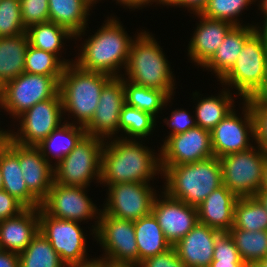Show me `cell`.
<instances>
[{
	"instance_id": "cell-1",
	"label": "cell",
	"mask_w": 267,
	"mask_h": 267,
	"mask_svg": "<svg viewBox=\"0 0 267 267\" xmlns=\"http://www.w3.org/2000/svg\"><path fill=\"white\" fill-rule=\"evenodd\" d=\"M108 140H105L102 151L100 185L106 187L126 182L150 183L155 176L160 174L162 177L160 150L158 153L153 152L150 147L143 146L142 140L116 137Z\"/></svg>"
},
{
	"instance_id": "cell-2",
	"label": "cell",
	"mask_w": 267,
	"mask_h": 267,
	"mask_svg": "<svg viewBox=\"0 0 267 267\" xmlns=\"http://www.w3.org/2000/svg\"><path fill=\"white\" fill-rule=\"evenodd\" d=\"M107 18L105 24L81 44L74 63L85 71L121 77L120 70L126 67L134 38L128 35L117 17Z\"/></svg>"
},
{
	"instance_id": "cell-3",
	"label": "cell",
	"mask_w": 267,
	"mask_h": 267,
	"mask_svg": "<svg viewBox=\"0 0 267 267\" xmlns=\"http://www.w3.org/2000/svg\"><path fill=\"white\" fill-rule=\"evenodd\" d=\"M137 33L121 77L139 86L161 90L172 97L176 89L175 76L163 49L154 34L145 30Z\"/></svg>"
},
{
	"instance_id": "cell-4",
	"label": "cell",
	"mask_w": 267,
	"mask_h": 267,
	"mask_svg": "<svg viewBox=\"0 0 267 267\" xmlns=\"http://www.w3.org/2000/svg\"><path fill=\"white\" fill-rule=\"evenodd\" d=\"M163 191L170 197L197 207L214 190L222 186L219 158L213 156L189 164L160 167Z\"/></svg>"
},
{
	"instance_id": "cell-5",
	"label": "cell",
	"mask_w": 267,
	"mask_h": 267,
	"mask_svg": "<svg viewBox=\"0 0 267 267\" xmlns=\"http://www.w3.org/2000/svg\"><path fill=\"white\" fill-rule=\"evenodd\" d=\"M111 78L106 73L82 70L75 63L66 65L59 81L63 116L68 113V118L71 114L76 120L68 123L85 127L91 121L102 89Z\"/></svg>"
},
{
	"instance_id": "cell-6",
	"label": "cell",
	"mask_w": 267,
	"mask_h": 267,
	"mask_svg": "<svg viewBox=\"0 0 267 267\" xmlns=\"http://www.w3.org/2000/svg\"><path fill=\"white\" fill-rule=\"evenodd\" d=\"M267 46L254 32L246 41L233 67L219 80L235 96L253 98L267 81ZM230 87V88H229ZM238 94V95H237Z\"/></svg>"
},
{
	"instance_id": "cell-7",
	"label": "cell",
	"mask_w": 267,
	"mask_h": 267,
	"mask_svg": "<svg viewBox=\"0 0 267 267\" xmlns=\"http://www.w3.org/2000/svg\"><path fill=\"white\" fill-rule=\"evenodd\" d=\"M105 140L85 135L80 142L54 166V182L67 186L89 187L92 180L100 183L102 151Z\"/></svg>"
},
{
	"instance_id": "cell-8",
	"label": "cell",
	"mask_w": 267,
	"mask_h": 267,
	"mask_svg": "<svg viewBox=\"0 0 267 267\" xmlns=\"http://www.w3.org/2000/svg\"><path fill=\"white\" fill-rule=\"evenodd\" d=\"M79 223L51 217L39 207V231L67 267H89L93 261L87 258V239Z\"/></svg>"
},
{
	"instance_id": "cell-9",
	"label": "cell",
	"mask_w": 267,
	"mask_h": 267,
	"mask_svg": "<svg viewBox=\"0 0 267 267\" xmlns=\"http://www.w3.org/2000/svg\"><path fill=\"white\" fill-rule=\"evenodd\" d=\"M267 152L258 145L219 158L222 184L238 198L254 196L261 188Z\"/></svg>"
},
{
	"instance_id": "cell-10",
	"label": "cell",
	"mask_w": 267,
	"mask_h": 267,
	"mask_svg": "<svg viewBox=\"0 0 267 267\" xmlns=\"http://www.w3.org/2000/svg\"><path fill=\"white\" fill-rule=\"evenodd\" d=\"M61 76H46L24 72L5 83L2 110L16 120L36 103L48 100L59 92Z\"/></svg>"
},
{
	"instance_id": "cell-11",
	"label": "cell",
	"mask_w": 267,
	"mask_h": 267,
	"mask_svg": "<svg viewBox=\"0 0 267 267\" xmlns=\"http://www.w3.org/2000/svg\"><path fill=\"white\" fill-rule=\"evenodd\" d=\"M88 187L67 186L53 183L47 198L42 202L41 208L51 217L84 222L91 220L92 231L90 234L95 238V232L99 224L100 213L96 204L87 196ZM94 234V236H93Z\"/></svg>"
},
{
	"instance_id": "cell-12",
	"label": "cell",
	"mask_w": 267,
	"mask_h": 267,
	"mask_svg": "<svg viewBox=\"0 0 267 267\" xmlns=\"http://www.w3.org/2000/svg\"><path fill=\"white\" fill-rule=\"evenodd\" d=\"M60 92L54 97L40 101L21 114L16 120L18 131L10 132V139L22 146L39 145L52 131L57 129L65 118Z\"/></svg>"
},
{
	"instance_id": "cell-13",
	"label": "cell",
	"mask_w": 267,
	"mask_h": 267,
	"mask_svg": "<svg viewBox=\"0 0 267 267\" xmlns=\"http://www.w3.org/2000/svg\"><path fill=\"white\" fill-rule=\"evenodd\" d=\"M95 239L105 252L101 258L135 267L139 265L134 221L112 217L101 211Z\"/></svg>"
},
{
	"instance_id": "cell-14",
	"label": "cell",
	"mask_w": 267,
	"mask_h": 267,
	"mask_svg": "<svg viewBox=\"0 0 267 267\" xmlns=\"http://www.w3.org/2000/svg\"><path fill=\"white\" fill-rule=\"evenodd\" d=\"M151 183L126 182L108 185L106 201L102 212L104 214L135 221L148 216L157 196Z\"/></svg>"
},
{
	"instance_id": "cell-15",
	"label": "cell",
	"mask_w": 267,
	"mask_h": 267,
	"mask_svg": "<svg viewBox=\"0 0 267 267\" xmlns=\"http://www.w3.org/2000/svg\"><path fill=\"white\" fill-rule=\"evenodd\" d=\"M241 101L242 117L237 115L234 108L211 130L212 151L217 158L248 150L253 147L252 143H255L251 107L246 100Z\"/></svg>"
},
{
	"instance_id": "cell-16",
	"label": "cell",
	"mask_w": 267,
	"mask_h": 267,
	"mask_svg": "<svg viewBox=\"0 0 267 267\" xmlns=\"http://www.w3.org/2000/svg\"><path fill=\"white\" fill-rule=\"evenodd\" d=\"M160 146V167L189 164L214 156L211 131L199 126L168 136Z\"/></svg>"
},
{
	"instance_id": "cell-17",
	"label": "cell",
	"mask_w": 267,
	"mask_h": 267,
	"mask_svg": "<svg viewBox=\"0 0 267 267\" xmlns=\"http://www.w3.org/2000/svg\"><path fill=\"white\" fill-rule=\"evenodd\" d=\"M125 104L123 77H112L102 89L91 121L84 127L86 134L104 140L118 138L120 113Z\"/></svg>"
},
{
	"instance_id": "cell-18",
	"label": "cell",
	"mask_w": 267,
	"mask_h": 267,
	"mask_svg": "<svg viewBox=\"0 0 267 267\" xmlns=\"http://www.w3.org/2000/svg\"><path fill=\"white\" fill-rule=\"evenodd\" d=\"M151 213L157 219L165 238L172 246L198 223L197 207L174 199L164 191L155 197Z\"/></svg>"
},
{
	"instance_id": "cell-19",
	"label": "cell",
	"mask_w": 267,
	"mask_h": 267,
	"mask_svg": "<svg viewBox=\"0 0 267 267\" xmlns=\"http://www.w3.org/2000/svg\"><path fill=\"white\" fill-rule=\"evenodd\" d=\"M196 29L188 44V57L198 68L203 67L215 54L227 33L234 27L233 24L216 19L207 18L200 13Z\"/></svg>"
},
{
	"instance_id": "cell-20",
	"label": "cell",
	"mask_w": 267,
	"mask_h": 267,
	"mask_svg": "<svg viewBox=\"0 0 267 267\" xmlns=\"http://www.w3.org/2000/svg\"><path fill=\"white\" fill-rule=\"evenodd\" d=\"M221 232L197 223L174 247L186 267H209L213 260L214 245Z\"/></svg>"
},
{
	"instance_id": "cell-21",
	"label": "cell",
	"mask_w": 267,
	"mask_h": 267,
	"mask_svg": "<svg viewBox=\"0 0 267 267\" xmlns=\"http://www.w3.org/2000/svg\"><path fill=\"white\" fill-rule=\"evenodd\" d=\"M19 163L28 190L42 203L54 183V165L35 146L19 145Z\"/></svg>"
},
{
	"instance_id": "cell-22",
	"label": "cell",
	"mask_w": 267,
	"mask_h": 267,
	"mask_svg": "<svg viewBox=\"0 0 267 267\" xmlns=\"http://www.w3.org/2000/svg\"><path fill=\"white\" fill-rule=\"evenodd\" d=\"M39 233V208H25L0 221V249L21 253Z\"/></svg>"
},
{
	"instance_id": "cell-23",
	"label": "cell",
	"mask_w": 267,
	"mask_h": 267,
	"mask_svg": "<svg viewBox=\"0 0 267 267\" xmlns=\"http://www.w3.org/2000/svg\"><path fill=\"white\" fill-rule=\"evenodd\" d=\"M0 170L3 190L18 200L25 208H39L41 202L28 190L19 163V144L11 139L0 149Z\"/></svg>"
},
{
	"instance_id": "cell-24",
	"label": "cell",
	"mask_w": 267,
	"mask_h": 267,
	"mask_svg": "<svg viewBox=\"0 0 267 267\" xmlns=\"http://www.w3.org/2000/svg\"><path fill=\"white\" fill-rule=\"evenodd\" d=\"M237 199L225 185L220 186L197 206L198 222L220 232H229L234 225V206Z\"/></svg>"
},
{
	"instance_id": "cell-25",
	"label": "cell",
	"mask_w": 267,
	"mask_h": 267,
	"mask_svg": "<svg viewBox=\"0 0 267 267\" xmlns=\"http://www.w3.org/2000/svg\"><path fill=\"white\" fill-rule=\"evenodd\" d=\"M93 6L92 0H49V21L66 28L75 39L81 40L86 35L87 17Z\"/></svg>"
},
{
	"instance_id": "cell-26",
	"label": "cell",
	"mask_w": 267,
	"mask_h": 267,
	"mask_svg": "<svg viewBox=\"0 0 267 267\" xmlns=\"http://www.w3.org/2000/svg\"><path fill=\"white\" fill-rule=\"evenodd\" d=\"M255 32L253 24L234 26L225 36L213 57L203 66L217 76L218 81L233 67L245 41Z\"/></svg>"
},
{
	"instance_id": "cell-27",
	"label": "cell",
	"mask_w": 267,
	"mask_h": 267,
	"mask_svg": "<svg viewBox=\"0 0 267 267\" xmlns=\"http://www.w3.org/2000/svg\"><path fill=\"white\" fill-rule=\"evenodd\" d=\"M85 135L86 130L83 126L68 123L67 120H64L36 147L50 164L53 163V159L56 160L54 162L55 166L72 151Z\"/></svg>"
},
{
	"instance_id": "cell-28",
	"label": "cell",
	"mask_w": 267,
	"mask_h": 267,
	"mask_svg": "<svg viewBox=\"0 0 267 267\" xmlns=\"http://www.w3.org/2000/svg\"><path fill=\"white\" fill-rule=\"evenodd\" d=\"M228 88L221 93L209 97H199V92L193 93L197 104L195 106V119L197 126L211 131L230 111L235 108L234 96ZM199 99V100H198Z\"/></svg>"
},
{
	"instance_id": "cell-29",
	"label": "cell",
	"mask_w": 267,
	"mask_h": 267,
	"mask_svg": "<svg viewBox=\"0 0 267 267\" xmlns=\"http://www.w3.org/2000/svg\"><path fill=\"white\" fill-rule=\"evenodd\" d=\"M26 34L30 46L55 54L59 59L61 58V61L65 65L74 63L72 59L66 60L61 57L63 53L61 50L64 49V40L75 39V36L66 28L54 22L47 21L29 26L26 29Z\"/></svg>"
},
{
	"instance_id": "cell-30",
	"label": "cell",
	"mask_w": 267,
	"mask_h": 267,
	"mask_svg": "<svg viewBox=\"0 0 267 267\" xmlns=\"http://www.w3.org/2000/svg\"><path fill=\"white\" fill-rule=\"evenodd\" d=\"M134 230L139 252V264L145 259L163 253L172 247L152 213L135 220Z\"/></svg>"
},
{
	"instance_id": "cell-31",
	"label": "cell",
	"mask_w": 267,
	"mask_h": 267,
	"mask_svg": "<svg viewBox=\"0 0 267 267\" xmlns=\"http://www.w3.org/2000/svg\"><path fill=\"white\" fill-rule=\"evenodd\" d=\"M28 46L26 33L0 38V78L5 83L24 73Z\"/></svg>"
},
{
	"instance_id": "cell-32",
	"label": "cell",
	"mask_w": 267,
	"mask_h": 267,
	"mask_svg": "<svg viewBox=\"0 0 267 267\" xmlns=\"http://www.w3.org/2000/svg\"><path fill=\"white\" fill-rule=\"evenodd\" d=\"M123 84L126 104L150 113L156 119L160 117L158 114L164 110L163 108L172 102L171 99H174V97H168L161 90L139 86L124 78Z\"/></svg>"
},
{
	"instance_id": "cell-33",
	"label": "cell",
	"mask_w": 267,
	"mask_h": 267,
	"mask_svg": "<svg viewBox=\"0 0 267 267\" xmlns=\"http://www.w3.org/2000/svg\"><path fill=\"white\" fill-rule=\"evenodd\" d=\"M156 121L157 119L150 113L125 104L121 110L118 125V133L122 134L118 138L125 140H144L146 138L145 140H147V137L156 128Z\"/></svg>"
},
{
	"instance_id": "cell-34",
	"label": "cell",
	"mask_w": 267,
	"mask_h": 267,
	"mask_svg": "<svg viewBox=\"0 0 267 267\" xmlns=\"http://www.w3.org/2000/svg\"><path fill=\"white\" fill-rule=\"evenodd\" d=\"M228 233L246 265H256L267 257V230L253 232L231 228Z\"/></svg>"
},
{
	"instance_id": "cell-35",
	"label": "cell",
	"mask_w": 267,
	"mask_h": 267,
	"mask_svg": "<svg viewBox=\"0 0 267 267\" xmlns=\"http://www.w3.org/2000/svg\"><path fill=\"white\" fill-rule=\"evenodd\" d=\"M232 228L253 232L267 230V211L255 196L237 199Z\"/></svg>"
},
{
	"instance_id": "cell-36",
	"label": "cell",
	"mask_w": 267,
	"mask_h": 267,
	"mask_svg": "<svg viewBox=\"0 0 267 267\" xmlns=\"http://www.w3.org/2000/svg\"><path fill=\"white\" fill-rule=\"evenodd\" d=\"M18 255L19 267H67L40 231Z\"/></svg>"
},
{
	"instance_id": "cell-37",
	"label": "cell",
	"mask_w": 267,
	"mask_h": 267,
	"mask_svg": "<svg viewBox=\"0 0 267 267\" xmlns=\"http://www.w3.org/2000/svg\"><path fill=\"white\" fill-rule=\"evenodd\" d=\"M66 65L55 54L28 46L24 72L46 76H62Z\"/></svg>"
},
{
	"instance_id": "cell-38",
	"label": "cell",
	"mask_w": 267,
	"mask_h": 267,
	"mask_svg": "<svg viewBox=\"0 0 267 267\" xmlns=\"http://www.w3.org/2000/svg\"><path fill=\"white\" fill-rule=\"evenodd\" d=\"M256 0H208L201 15L216 20L227 21L234 26H241L238 17L242 15V11L248 9L247 6L254 4Z\"/></svg>"
},
{
	"instance_id": "cell-39",
	"label": "cell",
	"mask_w": 267,
	"mask_h": 267,
	"mask_svg": "<svg viewBox=\"0 0 267 267\" xmlns=\"http://www.w3.org/2000/svg\"><path fill=\"white\" fill-rule=\"evenodd\" d=\"M235 242L228 232H221L215 241L213 260L209 267H245Z\"/></svg>"
},
{
	"instance_id": "cell-40",
	"label": "cell",
	"mask_w": 267,
	"mask_h": 267,
	"mask_svg": "<svg viewBox=\"0 0 267 267\" xmlns=\"http://www.w3.org/2000/svg\"><path fill=\"white\" fill-rule=\"evenodd\" d=\"M26 33L20 0L0 1V38L12 37Z\"/></svg>"
},
{
	"instance_id": "cell-41",
	"label": "cell",
	"mask_w": 267,
	"mask_h": 267,
	"mask_svg": "<svg viewBox=\"0 0 267 267\" xmlns=\"http://www.w3.org/2000/svg\"><path fill=\"white\" fill-rule=\"evenodd\" d=\"M25 28L49 21V0H20Z\"/></svg>"
},
{
	"instance_id": "cell-42",
	"label": "cell",
	"mask_w": 267,
	"mask_h": 267,
	"mask_svg": "<svg viewBox=\"0 0 267 267\" xmlns=\"http://www.w3.org/2000/svg\"><path fill=\"white\" fill-rule=\"evenodd\" d=\"M254 119L255 144L267 152V108L262 107L254 98L246 100Z\"/></svg>"
},
{
	"instance_id": "cell-43",
	"label": "cell",
	"mask_w": 267,
	"mask_h": 267,
	"mask_svg": "<svg viewBox=\"0 0 267 267\" xmlns=\"http://www.w3.org/2000/svg\"><path fill=\"white\" fill-rule=\"evenodd\" d=\"M171 111L172 112L170 113V118L165 117L163 120V122L168 126V128H171V131L168 132L169 135L164 138L165 140L168 138V136L184 133L189 129L197 126L195 116L190 115V113L185 109L177 108Z\"/></svg>"
},
{
	"instance_id": "cell-44",
	"label": "cell",
	"mask_w": 267,
	"mask_h": 267,
	"mask_svg": "<svg viewBox=\"0 0 267 267\" xmlns=\"http://www.w3.org/2000/svg\"><path fill=\"white\" fill-rule=\"evenodd\" d=\"M137 267H186L185 263L178 257L174 246L163 253L149 257L142 261Z\"/></svg>"
},
{
	"instance_id": "cell-45",
	"label": "cell",
	"mask_w": 267,
	"mask_h": 267,
	"mask_svg": "<svg viewBox=\"0 0 267 267\" xmlns=\"http://www.w3.org/2000/svg\"><path fill=\"white\" fill-rule=\"evenodd\" d=\"M25 207L3 189L0 190V221L17 216Z\"/></svg>"
},
{
	"instance_id": "cell-46",
	"label": "cell",
	"mask_w": 267,
	"mask_h": 267,
	"mask_svg": "<svg viewBox=\"0 0 267 267\" xmlns=\"http://www.w3.org/2000/svg\"><path fill=\"white\" fill-rule=\"evenodd\" d=\"M208 0H165L162 5L167 7H185L191 14L201 13Z\"/></svg>"
},
{
	"instance_id": "cell-47",
	"label": "cell",
	"mask_w": 267,
	"mask_h": 267,
	"mask_svg": "<svg viewBox=\"0 0 267 267\" xmlns=\"http://www.w3.org/2000/svg\"><path fill=\"white\" fill-rule=\"evenodd\" d=\"M0 267H19V255L0 249Z\"/></svg>"
},
{
	"instance_id": "cell-48",
	"label": "cell",
	"mask_w": 267,
	"mask_h": 267,
	"mask_svg": "<svg viewBox=\"0 0 267 267\" xmlns=\"http://www.w3.org/2000/svg\"><path fill=\"white\" fill-rule=\"evenodd\" d=\"M100 0H97L96 2H98ZM118 4H120L121 6L123 5V8L127 7L126 9H143V7L145 8L146 6H150V4L152 5L153 3H157L156 5H161L162 2L160 0H116ZM150 3V4H149ZM141 7V8H140Z\"/></svg>"
},
{
	"instance_id": "cell-49",
	"label": "cell",
	"mask_w": 267,
	"mask_h": 267,
	"mask_svg": "<svg viewBox=\"0 0 267 267\" xmlns=\"http://www.w3.org/2000/svg\"><path fill=\"white\" fill-rule=\"evenodd\" d=\"M89 267H135L134 265L128 263L113 262L104 258H93Z\"/></svg>"
},
{
	"instance_id": "cell-50",
	"label": "cell",
	"mask_w": 267,
	"mask_h": 267,
	"mask_svg": "<svg viewBox=\"0 0 267 267\" xmlns=\"http://www.w3.org/2000/svg\"><path fill=\"white\" fill-rule=\"evenodd\" d=\"M264 20L262 21L263 25L260 24H255V32L261 37V39L263 40V42L266 44L267 46V16H263Z\"/></svg>"
},
{
	"instance_id": "cell-51",
	"label": "cell",
	"mask_w": 267,
	"mask_h": 267,
	"mask_svg": "<svg viewBox=\"0 0 267 267\" xmlns=\"http://www.w3.org/2000/svg\"><path fill=\"white\" fill-rule=\"evenodd\" d=\"M262 107L267 108V81L263 88L253 97Z\"/></svg>"
},
{
	"instance_id": "cell-52",
	"label": "cell",
	"mask_w": 267,
	"mask_h": 267,
	"mask_svg": "<svg viewBox=\"0 0 267 267\" xmlns=\"http://www.w3.org/2000/svg\"><path fill=\"white\" fill-rule=\"evenodd\" d=\"M0 108L2 109V105L0 104ZM1 123V122H0ZM10 132L11 130H5L0 128V149L4 148L10 140Z\"/></svg>"
},
{
	"instance_id": "cell-53",
	"label": "cell",
	"mask_w": 267,
	"mask_h": 267,
	"mask_svg": "<svg viewBox=\"0 0 267 267\" xmlns=\"http://www.w3.org/2000/svg\"><path fill=\"white\" fill-rule=\"evenodd\" d=\"M267 211V191H258L254 195Z\"/></svg>"
},
{
	"instance_id": "cell-54",
	"label": "cell",
	"mask_w": 267,
	"mask_h": 267,
	"mask_svg": "<svg viewBox=\"0 0 267 267\" xmlns=\"http://www.w3.org/2000/svg\"><path fill=\"white\" fill-rule=\"evenodd\" d=\"M260 191H267V158L263 166L262 182Z\"/></svg>"
},
{
	"instance_id": "cell-55",
	"label": "cell",
	"mask_w": 267,
	"mask_h": 267,
	"mask_svg": "<svg viewBox=\"0 0 267 267\" xmlns=\"http://www.w3.org/2000/svg\"><path fill=\"white\" fill-rule=\"evenodd\" d=\"M258 2V10L261 11V14L263 13L262 15L267 16V0H260Z\"/></svg>"
},
{
	"instance_id": "cell-56",
	"label": "cell",
	"mask_w": 267,
	"mask_h": 267,
	"mask_svg": "<svg viewBox=\"0 0 267 267\" xmlns=\"http://www.w3.org/2000/svg\"><path fill=\"white\" fill-rule=\"evenodd\" d=\"M4 89H5V82L0 78V104L4 98Z\"/></svg>"
},
{
	"instance_id": "cell-57",
	"label": "cell",
	"mask_w": 267,
	"mask_h": 267,
	"mask_svg": "<svg viewBox=\"0 0 267 267\" xmlns=\"http://www.w3.org/2000/svg\"><path fill=\"white\" fill-rule=\"evenodd\" d=\"M257 265L259 267H267V257L262 259Z\"/></svg>"
},
{
	"instance_id": "cell-58",
	"label": "cell",
	"mask_w": 267,
	"mask_h": 267,
	"mask_svg": "<svg viewBox=\"0 0 267 267\" xmlns=\"http://www.w3.org/2000/svg\"><path fill=\"white\" fill-rule=\"evenodd\" d=\"M3 188V180H2V174L0 170V190Z\"/></svg>"
},
{
	"instance_id": "cell-59",
	"label": "cell",
	"mask_w": 267,
	"mask_h": 267,
	"mask_svg": "<svg viewBox=\"0 0 267 267\" xmlns=\"http://www.w3.org/2000/svg\"><path fill=\"white\" fill-rule=\"evenodd\" d=\"M245 267H259V266L256 264V265H246Z\"/></svg>"
}]
</instances>
